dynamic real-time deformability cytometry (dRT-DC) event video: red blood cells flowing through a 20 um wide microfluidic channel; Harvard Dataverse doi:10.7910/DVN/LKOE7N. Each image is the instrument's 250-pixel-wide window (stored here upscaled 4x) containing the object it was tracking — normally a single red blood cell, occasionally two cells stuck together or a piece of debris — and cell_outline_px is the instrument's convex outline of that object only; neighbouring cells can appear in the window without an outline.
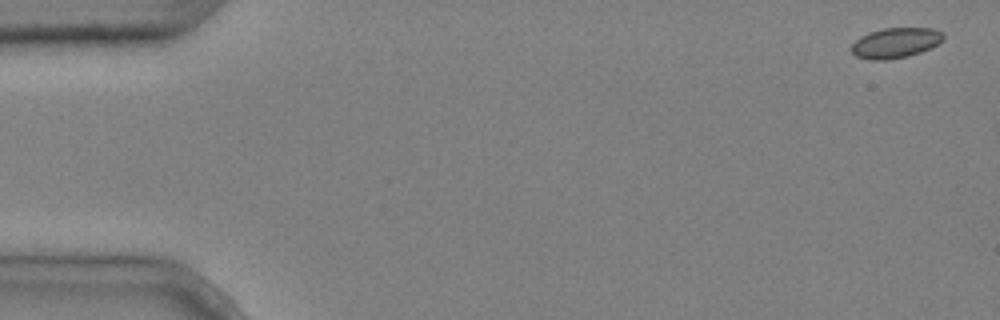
{"species": "common noctule bat (a hibernating species)", "species_latin": "Nyctalus noctula", "temperature_condition": "cold", "stored_images_in_passage": 5, "camera_frame_rate_fps": 3000, "um_per_image_px": 0.085, "animal": {"sex": "male", "body_mass_g": 20.4}, "frame": {"image": 1, "passage_image": 1, "time_ms": 0.0, "image_size_px": [1000, 320], "cell_outline_px": [[944, 40], [920, 52], [908, 56], [884, 60], [872, 60], [856, 56], [852, 52], [852, 44], [860, 36], [868, 32], [884, 28], [932, 28], [940, 32], [944, 36]], "centroid_in_image_um": [76.09, 3.64], "position_along_channel_um": 8.9, "area_um2": 16.01}}
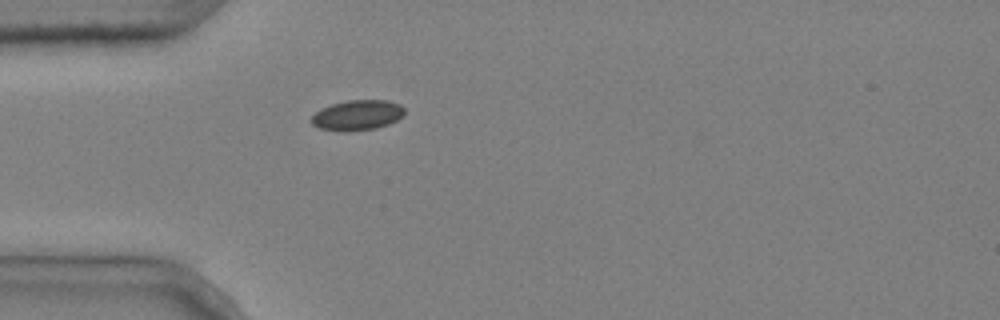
{"frame": {"image": 2, "passage_image": 5, "time_ms": 1.333, "image_size_px": [1000, 320], "cell_outline_px": [[404, 116], [388, 124], [376, 128], [344, 132], [340, 132], [320, 128], [312, 124], [308, 120], [320, 108], [332, 104], [348, 100], [388, 100], [400, 104], [404, 108]], "centroid_in_image_um": [30.35, 9.79], "position_along_channel_um": 54.6, "area_um2": 16.59}}